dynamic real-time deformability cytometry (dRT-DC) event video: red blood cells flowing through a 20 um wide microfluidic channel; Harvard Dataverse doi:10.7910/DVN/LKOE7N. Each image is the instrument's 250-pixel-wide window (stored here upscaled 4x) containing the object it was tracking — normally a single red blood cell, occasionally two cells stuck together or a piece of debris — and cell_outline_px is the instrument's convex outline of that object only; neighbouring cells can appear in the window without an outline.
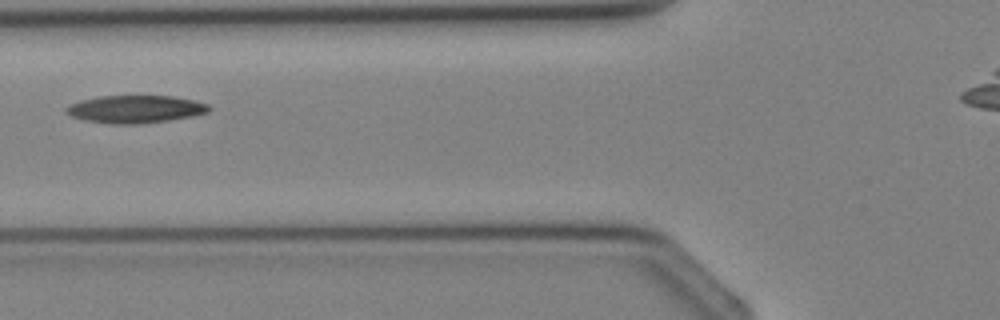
{"species": "Egyptian fruit bat (a non-hibernating species)", "species_latin": "Rousettus aegyptiacus", "temperature_condition": "cold", "stored_images_in_passage": 4, "camera_frame_rate_fps": 3000, "um_per_image_px": 0.085, "animal": {"sex": "female"}, "frame": {"image": 1, "passage_image": 4, "time_ms": 3.333, "image_size_px": [1000, 320], "cell_outline_px": [[212, 108], [208, 112], [192, 116], [168, 120], [140, 124], [112, 124], [84, 120], [72, 116], [64, 112], [64, 108], [68, 104], [80, 100], [100, 96], [172, 96], [192, 100], [208, 104]], "centroid_in_image_um": [11.46, 9.28], "position_along_channel_um": 114.3, "area_um2": 23.06}}